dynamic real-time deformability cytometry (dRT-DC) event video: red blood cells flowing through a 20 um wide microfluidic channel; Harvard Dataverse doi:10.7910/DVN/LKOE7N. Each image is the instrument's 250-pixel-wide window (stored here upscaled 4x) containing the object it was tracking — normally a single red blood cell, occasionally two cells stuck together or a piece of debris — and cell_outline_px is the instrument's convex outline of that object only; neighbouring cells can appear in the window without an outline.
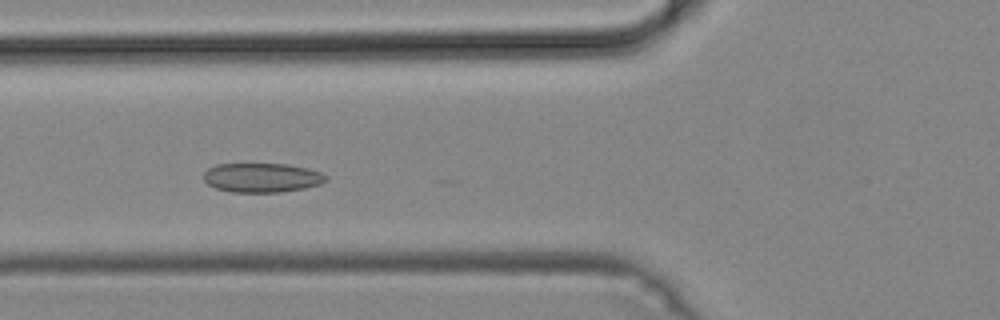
{"species": "common noctule bat (a hibernating species)", "species_latin": "Nyctalus noctula", "temperature_condition": "cold", "stored_images_in_passage": 47, "camera_frame_rate_fps": 3000, "um_per_image_px": 0.085, "animal": {"sex": "male", "body_mass_g": 19.2, "forearm_length_mm": 51.8}, "frame": {"image": 1, "passage_image": 16, "time_ms": 5.0, "image_size_px": [1000, 320], "cell_outline_px": [[328, 180], [320, 184], [304, 188], [280, 192], [232, 192], [216, 188], [208, 184], [204, 180], [204, 172], [208, 168], [216, 164], [288, 164], [308, 168], [320, 172], [328, 176]], "centroid_in_image_um": [22.28, 15.1], "position_along_channel_um": 103.5, "area_um2": 20.92}}
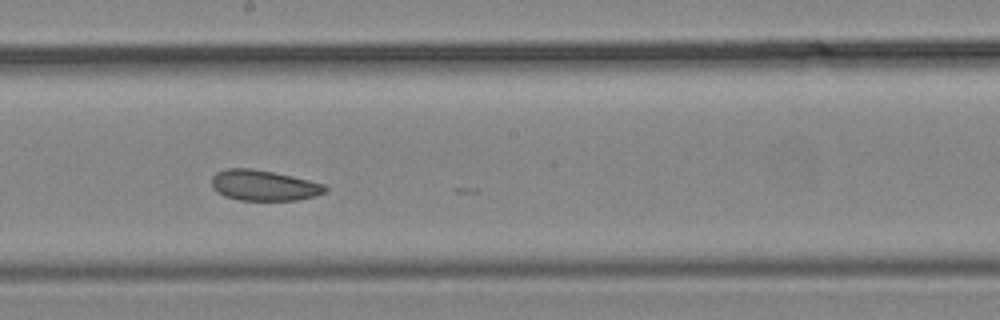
{"frame": {"image": 2, "passage_image": 25, "time_ms": 8.0, "image_size_px": [1000, 320], "cell_outline_px": [[328, 188], [324, 192], [316, 196], [296, 200], [240, 200], [224, 196], [212, 188], [212, 176], [216, 172], [228, 168], [252, 168], [292, 176], [324, 184]], "centroid_in_image_um": [22.4, 15.76], "position_along_channel_um": 225.8, "area_um2": 20.17}}
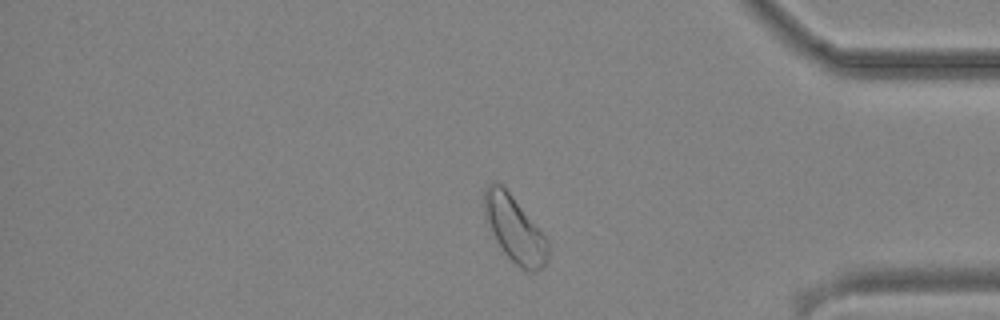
{"frame": {"image": 3, "passage_image": 39, "time_ms": 12.667, "image_size_px": [1000, 320], "cell_outline_px": [[548, 260], [544, 268], [536, 272], [528, 272], [520, 268], [504, 252], [496, 240], [492, 232], [484, 212], [484, 188], [488, 184], [500, 184], [512, 196], [548, 240]], "centroid_in_image_um": [43.77, 19.53], "position_along_channel_um": 391.4, "area_um2": 23.99}}